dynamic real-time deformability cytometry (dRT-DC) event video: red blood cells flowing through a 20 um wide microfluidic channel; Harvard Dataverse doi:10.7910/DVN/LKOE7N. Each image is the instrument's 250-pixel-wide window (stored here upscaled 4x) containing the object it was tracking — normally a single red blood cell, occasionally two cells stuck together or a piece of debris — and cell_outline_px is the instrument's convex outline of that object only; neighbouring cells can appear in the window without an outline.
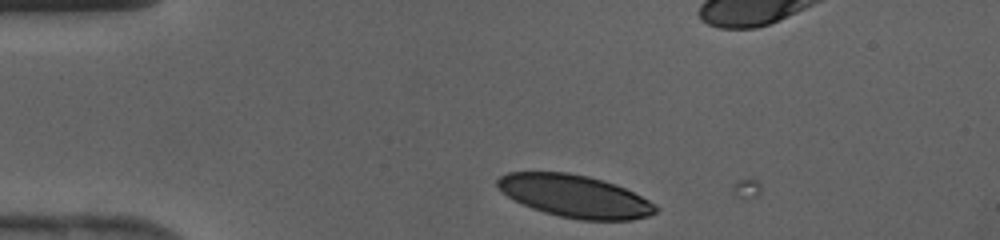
{"species": "human", "species_latin": "Homo sapiens", "temperature_condition": "cold", "stored_images_in_passage": 5, "camera_frame_rate_fps": 3000, "um_per_image_px": 0.085, "donor": {"sex": "female"}, "frame": {"image": 1, "passage_image": 3, "time_ms": 0.667, "image_size_px": [1000, 240], "cell_outline_px": [[660, 208], [656, 212], [648, 216], [632, 220], [580, 220], [560, 216], [544, 212], [532, 208], [508, 196], [496, 184], [496, 180], [500, 176], [508, 172], [568, 172], [588, 176], [624, 188], [648, 200]], "centroid_in_image_um": [48.86, 16.68], "position_along_channel_um": 36.1, "area_um2": 38.67}}